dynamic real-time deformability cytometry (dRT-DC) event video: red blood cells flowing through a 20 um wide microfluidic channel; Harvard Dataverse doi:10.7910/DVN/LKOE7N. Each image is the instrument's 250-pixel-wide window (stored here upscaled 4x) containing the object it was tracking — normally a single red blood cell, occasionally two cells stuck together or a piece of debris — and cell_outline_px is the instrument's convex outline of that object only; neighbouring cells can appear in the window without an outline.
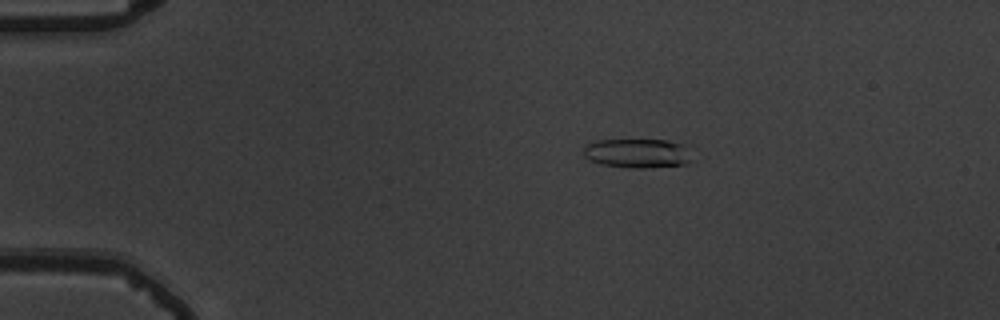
{"species": "common noctule bat (a hibernating species)", "species_latin": "Nyctalus noctula", "temperature_condition": "warm", "stored_images_in_passage": 56, "camera_frame_rate_fps": 3000, "um_per_image_px": 0.085, "animal": {"sex": "male", "body_mass_g": 19.5, "forearm_length_mm": 54.6}, "frame": {"image": 1, "passage_image": 11, "time_ms": 3.333, "image_size_px": [1000, 320], "cell_outline_px": [[688, 160], [684, 164], [648, 168], [628, 168], [604, 164], [588, 160], [584, 156], [584, 148], [588, 144], [596, 140], [664, 140], [684, 144]], "centroid_in_image_um": [54.1, 13.03], "position_along_channel_um": 30.9, "area_um2": 18.09}}
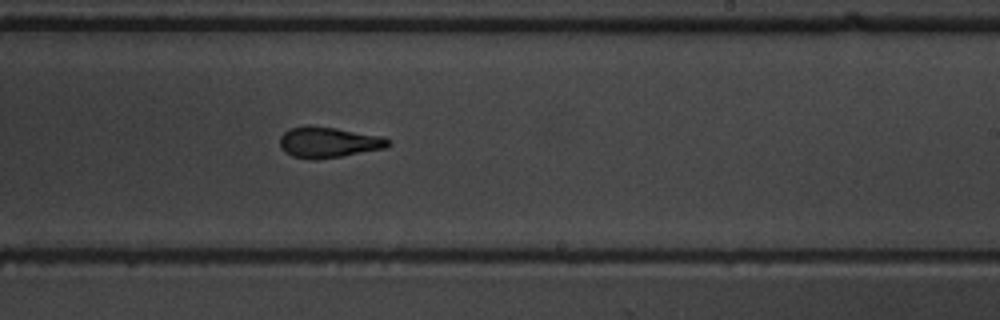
{"frame": {"image": 2, "passage_image": 35, "time_ms": 11.333, "image_size_px": [1000, 320], "cell_outline_px": [[392, 144], [388, 148], [316, 160], [308, 160], [292, 156], [284, 152], [280, 148], [280, 136], [288, 128], [308, 124], [336, 128], [384, 136]], "centroid_in_image_um": [27.9, 12.09], "position_along_channel_um": 261.1, "area_um2": 19.88}}
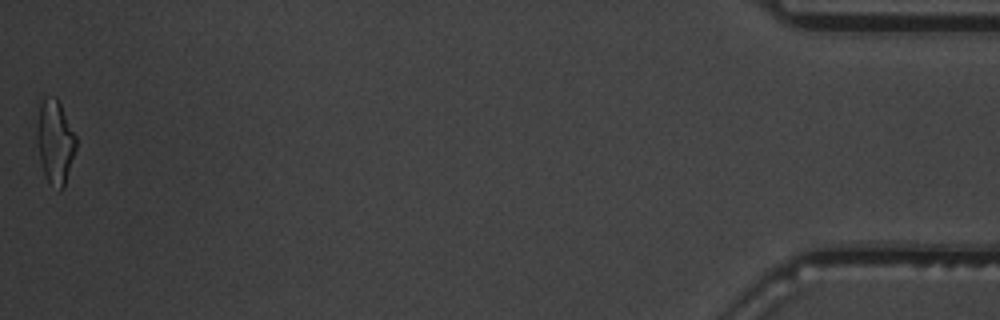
{"frame": {"image": 3, "passage_image": 56, "time_ms": 18.333, "image_size_px": [1000, 320], "cell_outline_px": [[76, 148], [64, 188], [60, 192], [48, 180], [44, 172], [40, 160], [36, 140], [36, 128], [40, 96], [56, 96], [76, 136]], "centroid_in_image_um": [4.66, 12.0], "position_along_channel_um": 430.5, "area_um2": 19.31}, "authors_computed_cell_mechanics": {"area_um2": 19.1896, "velocity_mm_per_s": 3.6906, "shape_relaxation_time_tau1_ms": 9.278, "shape_relaxation_time_tau2_ms": 1.1142, "deformation_change_tau1": 0.2922, "deformation_change_tau2": 0.0786}}